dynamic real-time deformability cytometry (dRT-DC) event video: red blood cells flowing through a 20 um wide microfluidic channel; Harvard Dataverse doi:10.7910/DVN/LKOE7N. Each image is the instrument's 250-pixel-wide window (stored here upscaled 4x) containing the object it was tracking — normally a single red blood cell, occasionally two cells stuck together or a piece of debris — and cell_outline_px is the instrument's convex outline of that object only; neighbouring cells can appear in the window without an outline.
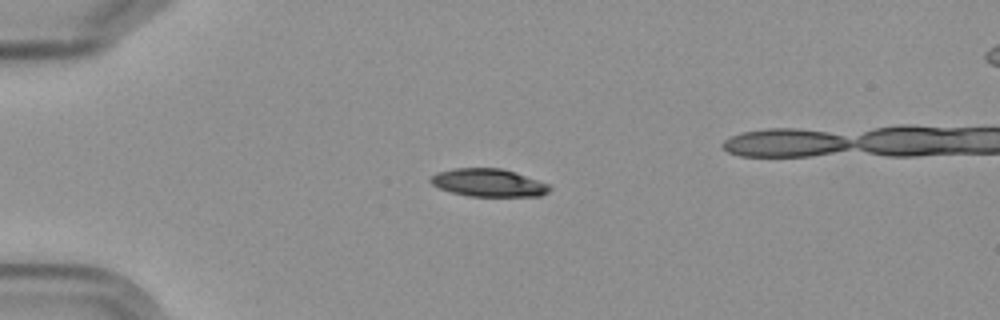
{"species": "Egyptian fruit bat (a non-hibernating species)", "species_latin": "Rousettus aegyptiacus", "temperature_condition": "cold", "stored_images_in_passage": 4, "camera_frame_rate_fps": 3000, "um_per_image_px": 0.085, "frame": {"image": 1, "passage_image": 2, "time_ms": 1.333, "image_size_px": [1000, 320], "cell_outline_px": [[552, 188], [548, 192], [540, 196], [468, 196], [452, 192], [440, 188], [432, 184], [428, 180], [436, 172], [452, 168], [500, 168], [516, 172], [548, 184]], "centroid_in_image_um": [41.51, 15.52], "position_along_channel_um": 43.5, "area_um2": 19.31}}